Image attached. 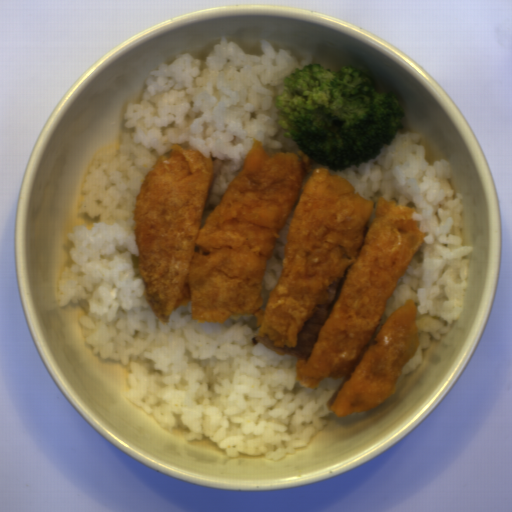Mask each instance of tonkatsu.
Wrapping results in <instances>:
<instances>
[{
    "instance_id": "tonkatsu-1",
    "label": "tonkatsu",
    "mask_w": 512,
    "mask_h": 512,
    "mask_svg": "<svg viewBox=\"0 0 512 512\" xmlns=\"http://www.w3.org/2000/svg\"><path fill=\"white\" fill-rule=\"evenodd\" d=\"M224 161L172 143L141 180L136 274L152 314L169 324L189 303L199 324L254 315L252 345L295 358L300 387L342 379L327 410H373L421 345L411 297L377 331L429 234L412 216L415 202L382 195L375 205L301 150L270 154L254 138L203 224Z\"/></svg>"
}]
</instances>
